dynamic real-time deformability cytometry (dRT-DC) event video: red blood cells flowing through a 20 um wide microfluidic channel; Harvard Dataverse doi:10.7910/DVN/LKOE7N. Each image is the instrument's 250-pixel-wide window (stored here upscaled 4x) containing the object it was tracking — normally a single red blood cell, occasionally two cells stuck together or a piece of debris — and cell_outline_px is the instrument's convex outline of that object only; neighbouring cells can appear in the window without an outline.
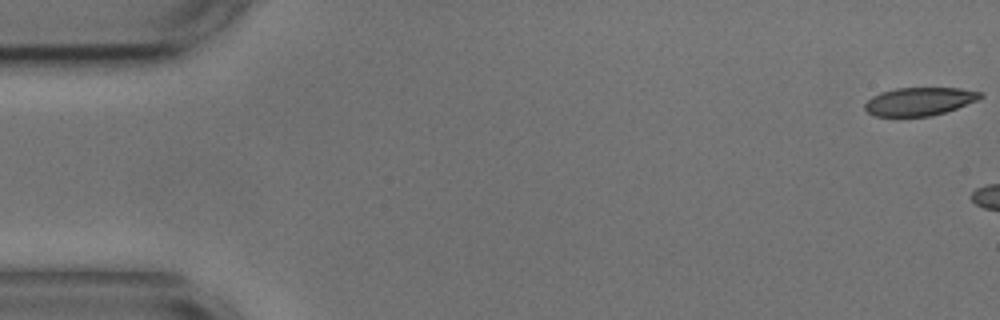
{"species": "common noctule bat (a hibernating species)", "species_latin": "Nyctalus noctula", "temperature_condition": "cold", "stored_images_in_passage": 5, "camera_frame_rate_fps": 3000, "um_per_image_px": 0.085, "animal": {"sex": "male", "body_mass_g": 17.9, "forearm_length_mm": 54.2}, "frame": {"image": 1, "passage_image": 1, "time_ms": 0.0, "image_size_px": [1000, 320], "cell_outline_px": [[984, 96], [980, 100], [932, 116], [876, 116], [868, 112], [864, 108], [864, 104], [872, 96], [880, 92], [896, 88], [960, 88], [984, 92]], "centroid_in_image_um": [78.19, 8.61], "position_along_channel_um": 6.8, "area_um2": 19.07}}